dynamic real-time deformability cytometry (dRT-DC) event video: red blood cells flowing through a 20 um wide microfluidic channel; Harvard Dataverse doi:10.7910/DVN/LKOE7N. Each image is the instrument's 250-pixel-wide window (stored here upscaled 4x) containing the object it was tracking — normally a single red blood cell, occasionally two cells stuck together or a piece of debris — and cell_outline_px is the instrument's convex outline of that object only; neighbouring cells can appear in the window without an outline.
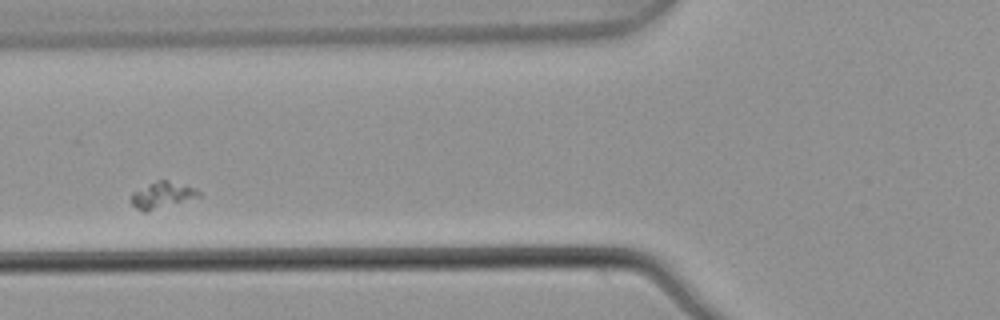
{"species": "common noctule bat (a hibernating species)", "species_latin": "Nyctalus noctula", "temperature_condition": "warm", "stored_images_in_passage": 4, "camera_frame_rate_fps": 3000, "um_per_image_px": 0.085, "animal": {"sex": "male", "body_mass_g": 21.5, "forearm_length_mm": 52.0}, "frame": {"image": 1, "passage_image": 3, "time_ms": 0.667, "image_size_px": [1000, 320], "cell_outline_px": [[200, 196], [148, 212], [144, 212], [136, 208], [132, 204], [132, 192], [148, 184], [160, 180], [168, 180], [196, 188], [200, 192]], "centroid_in_image_um": [13.78, 16.59], "position_along_channel_um": 112.0, "area_um2": 10.23}}
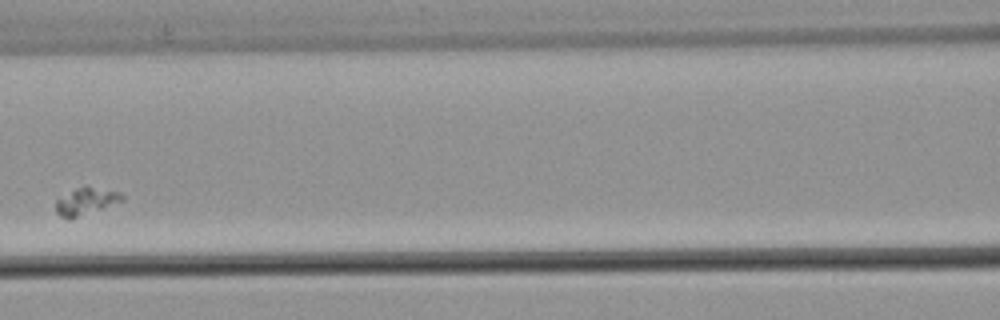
{"frame": {"image": 2, "passage_image": 4, "time_ms": 1.0, "image_size_px": [1000, 320], "cell_outline_px": [[124, 200], [68, 220], [60, 216], [56, 212], [56, 200], [76, 188], [84, 184], [120, 192], [124, 196]], "centroid_in_image_um": [7.31, 17.08], "position_along_channel_um": 159.3, "area_um2": 10.46}}